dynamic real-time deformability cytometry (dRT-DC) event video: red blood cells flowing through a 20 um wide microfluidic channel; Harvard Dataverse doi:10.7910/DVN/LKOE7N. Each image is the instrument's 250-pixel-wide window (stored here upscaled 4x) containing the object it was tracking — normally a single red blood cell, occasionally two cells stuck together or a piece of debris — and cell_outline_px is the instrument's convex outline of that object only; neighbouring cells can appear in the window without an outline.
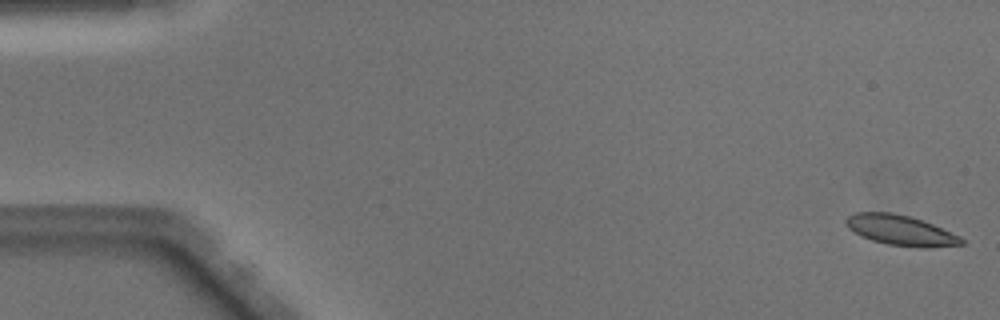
{"species": "Egyptian fruit bat (a non-hibernating species)", "species_latin": "Rousettus aegyptiacus", "temperature_condition": "warm", "stored_images_in_passage": 50, "camera_frame_rate_fps": 3000, "um_per_image_px": 0.085, "animal": {"sex": "male"}, "frame": {"image": 1, "passage_image": 1, "time_ms": 0.0, "image_size_px": [1000, 320], "cell_outline_px": [[964, 244], [928, 248], [920, 248], [888, 244], [872, 240], [860, 236], [848, 228], [844, 220], [848, 216], [856, 212], [892, 212], [912, 216], [932, 224], [960, 236], [964, 240]], "centroid_in_image_um": [76.55, 19.57], "position_along_channel_um": 8.5, "area_um2": 20.46}}
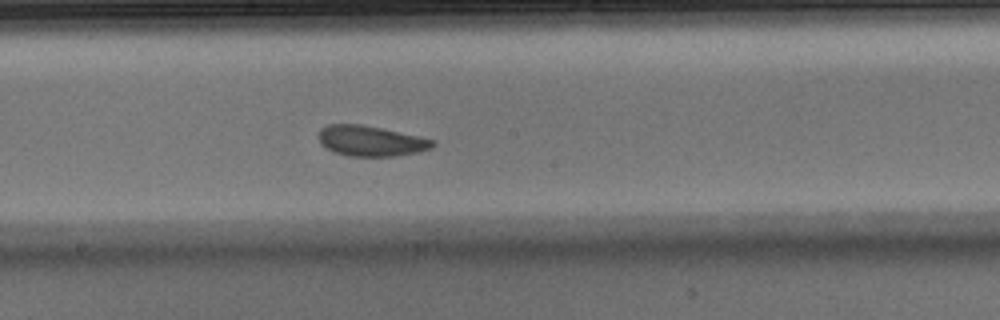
{"frame": {"image": 2, "passage_image": 27, "time_ms": 8.667, "image_size_px": [1000, 320], "cell_outline_px": [[436, 144], [432, 148], [420, 152], [396, 156], [348, 156], [336, 152], [320, 144], [320, 128], [328, 124], [360, 124], [380, 128], [436, 140]], "centroid_in_image_um": [31.56, 11.98], "position_along_channel_um": 216.6, "area_um2": 20.11}}
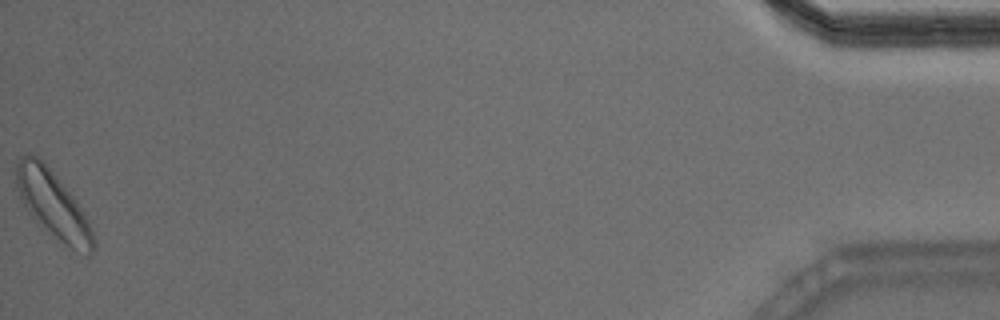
{"frame": {"image": 3, "passage_image": 50, "time_ms": 16.333, "image_size_px": [1000, 320], "cell_outline_px": [[96, 248], [88, 256], [72, 248], [36, 224], [28, 212], [20, 196], [16, 184], [16, 160], [20, 156], [28, 152], [36, 152], [44, 160], [72, 196], [88, 220], [92, 228], [96, 240]], "centroid_in_image_um": [4.48, 17.34], "position_along_channel_um": 430.7, "area_um2": 30.4}, "authors_computed_cell_mechanics": {"area_um2": 20.6635, "velocity_mm_per_s": 4.0455, "shape_relaxation_time_tau1_ms": 2.8283, "shape_relaxation_time_tau2_ms": 2.8904, "deformation_change_tau1": 0.0756, "deformation_change_tau2": 0.0596}}